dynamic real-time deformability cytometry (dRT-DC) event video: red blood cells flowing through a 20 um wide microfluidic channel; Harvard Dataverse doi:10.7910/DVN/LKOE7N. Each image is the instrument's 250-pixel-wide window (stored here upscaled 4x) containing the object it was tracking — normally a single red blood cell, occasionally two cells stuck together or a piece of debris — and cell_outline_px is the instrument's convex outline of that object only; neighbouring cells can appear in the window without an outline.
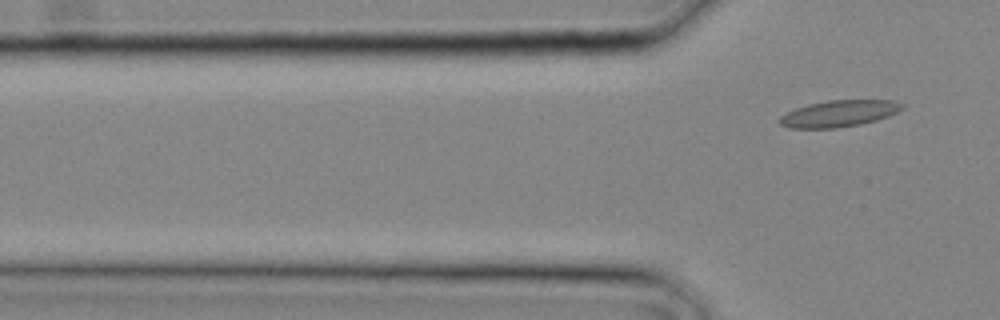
{"species": "common noctule bat (a hibernating species)", "species_latin": "Nyctalus noctula", "temperature_condition": "cold", "stored_images_in_passage": 4, "camera_frame_rate_fps": 3000, "um_per_image_px": 0.085, "animal": {"sex": "male", "body_mass_g": 20.4}, "frame": {"image": 1, "passage_image": 4, "time_ms": 1.0, "image_size_px": [1000, 320], "cell_outline_px": [[904, 108], [888, 116], [876, 120], [860, 124], [836, 128], [788, 128], [780, 124], [776, 120], [780, 116], [796, 108], [808, 104], [828, 100], [896, 100], [904, 104]], "centroid_in_image_um": [71.3, 9.65], "position_along_channel_um": 54.5, "area_um2": 19.02}}